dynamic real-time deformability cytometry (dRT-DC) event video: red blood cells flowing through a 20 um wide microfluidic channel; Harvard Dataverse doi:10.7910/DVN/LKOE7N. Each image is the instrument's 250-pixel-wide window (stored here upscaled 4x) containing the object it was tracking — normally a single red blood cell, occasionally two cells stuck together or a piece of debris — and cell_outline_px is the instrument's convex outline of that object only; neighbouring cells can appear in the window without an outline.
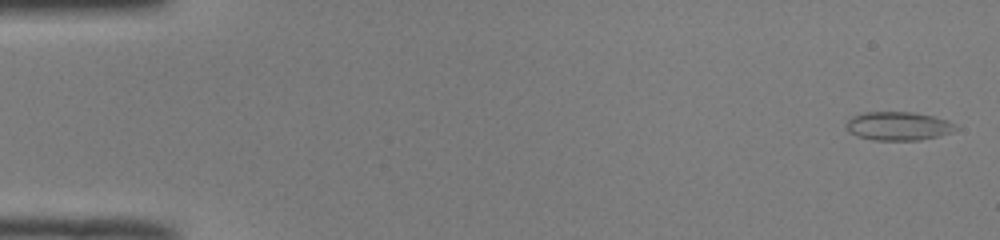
{"species": "common noctule bat (a hibernating species)", "species_latin": "Nyctalus noctula", "temperature_condition": "room temperature", "stored_images_in_passage": 51, "camera_frame_rate_fps": 3000, "um_per_image_px": 0.085, "animal": {"sex": "male", "body_mass_g": 19.0, "forearm_length_mm": 50.8}, "frame": {"image": 1, "passage_image": 2, "time_ms": 0.333, "image_size_px": [1000, 240], "cell_outline_px": [[960, 128], [952, 132], [940, 136], [920, 140], [872, 140], [856, 136], [848, 132], [844, 124], [852, 116], [864, 112], [912, 112], [932, 116], [948, 120]], "centroid_in_image_um": [76.34, 10.72], "position_along_channel_um": 8.7, "area_um2": 18.5}}
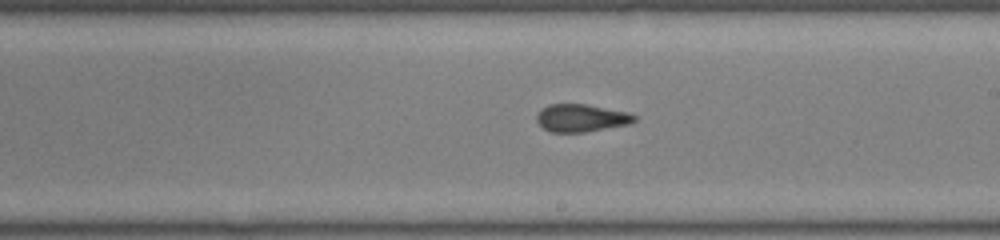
{"frame": {"image": 2, "passage_image": 30, "time_ms": 9.667, "image_size_px": [1000, 240], "cell_outline_px": [[636, 120], [628, 124], [584, 132], [552, 132], [544, 128], [536, 120], [536, 116], [548, 104], [588, 104], [628, 112], [636, 116]], "centroid_in_image_um": [49.42, 10.02], "position_along_channel_um": 239.6, "area_um2": 15.55}}
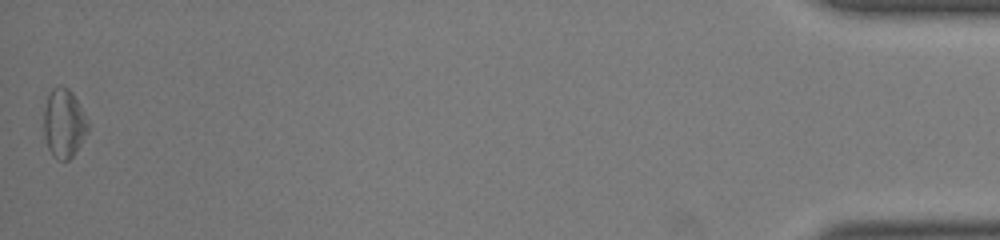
{"frame": {"image": 3, "passage_image": 51, "time_ms": 16.667, "image_size_px": [1000, 240], "cell_outline_px": [[88, 132], [76, 152], [68, 160], [60, 160], [48, 148], [44, 136], [44, 112], [48, 96], [52, 88], [60, 84], [68, 88], [72, 92], [88, 120]], "centroid_in_image_um": [5.44, 10.46], "position_along_channel_um": 429.8, "area_um2": 17.57}, "authors_computed_cell_mechanics": {"area_um2": 16.2418, "velocity_mm_per_s": 4.0424, "shape_relaxation_time_tau1_ms": null, "shape_relaxation_time_tau2_ms": 2.4332, "deformation_change_tau1": null, "deformation_change_tau2": 0.0883}}